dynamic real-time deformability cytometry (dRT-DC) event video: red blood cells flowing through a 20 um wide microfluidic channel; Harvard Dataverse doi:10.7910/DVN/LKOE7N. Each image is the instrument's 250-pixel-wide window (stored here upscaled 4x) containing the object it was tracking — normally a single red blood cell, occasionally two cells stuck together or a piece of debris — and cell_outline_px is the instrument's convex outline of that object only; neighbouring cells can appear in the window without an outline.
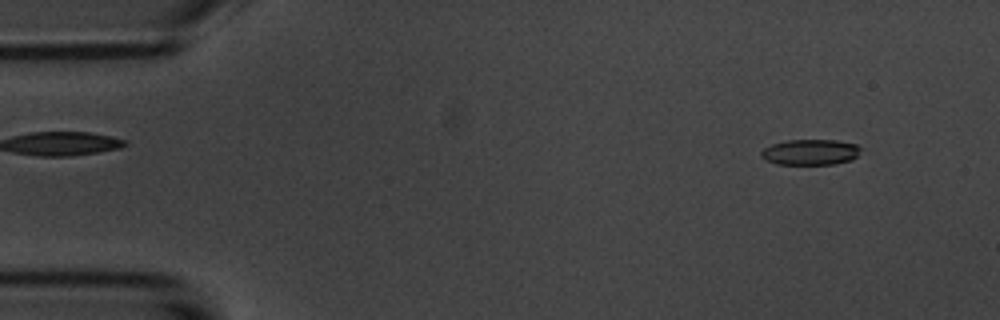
{"species": "common noctule bat (a hibernating species)", "species_latin": "Nyctalus noctula", "temperature_condition": "room temperature", "stored_images_in_passage": 2, "camera_frame_rate_fps": 3000, "um_per_image_px": 0.085, "animal": {"sex": "male", "body_mass_g": 20.1, "forearm_length_mm": 53.5}, "frame": {"image": 1, "passage_image": 1, "time_ms": 0.0, "image_size_px": [1000, 320], "cell_outline_px": [[860, 148], [856, 156], [852, 160], [832, 164], [776, 164], [760, 156], [760, 152], [764, 148], [772, 144], [788, 140], [836, 140], [856, 144]], "centroid_in_image_um": [68.86, 12.93], "position_along_channel_um": 16.1, "area_um2": 14.74}}